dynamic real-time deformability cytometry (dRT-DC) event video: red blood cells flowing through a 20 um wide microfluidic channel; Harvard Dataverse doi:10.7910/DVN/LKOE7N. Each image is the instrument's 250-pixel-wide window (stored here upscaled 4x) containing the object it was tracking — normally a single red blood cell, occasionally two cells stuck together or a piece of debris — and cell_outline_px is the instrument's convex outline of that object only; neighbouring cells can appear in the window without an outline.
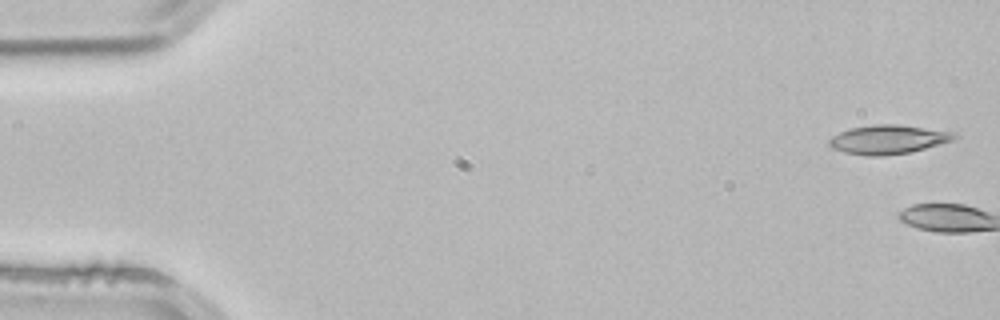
{"species": "common noctule bat (a hibernating species)", "species_latin": "Nyctalus noctula", "temperature_condition": "room temperature", "stored_images_in_passage": 4, "camera_frame_rate_fps": 3000, "um_per_image_px": 0.085, "animal": {"sex": "male", "body_mass_g": 21.5, "forearm_length_mm": 52.0}, "frame": {"image": 1, "passage_image": 1, "time_ms": 0.0, "image_size_px": [1000, 320], "cell_outline_px": [[956, 136], [952, 140], [912, 152], [884, 156], [868, 156], [844, 152], [832, 148], [828, 144], [828, 140], [832, 136], [840, 132], [852, 128], [872, 124], [896, 124], [956, 132]], "centroid_in_image_um": [75.46, 11.86], "position_along_channel_um": 9.5, "area_um2": 21.1}}